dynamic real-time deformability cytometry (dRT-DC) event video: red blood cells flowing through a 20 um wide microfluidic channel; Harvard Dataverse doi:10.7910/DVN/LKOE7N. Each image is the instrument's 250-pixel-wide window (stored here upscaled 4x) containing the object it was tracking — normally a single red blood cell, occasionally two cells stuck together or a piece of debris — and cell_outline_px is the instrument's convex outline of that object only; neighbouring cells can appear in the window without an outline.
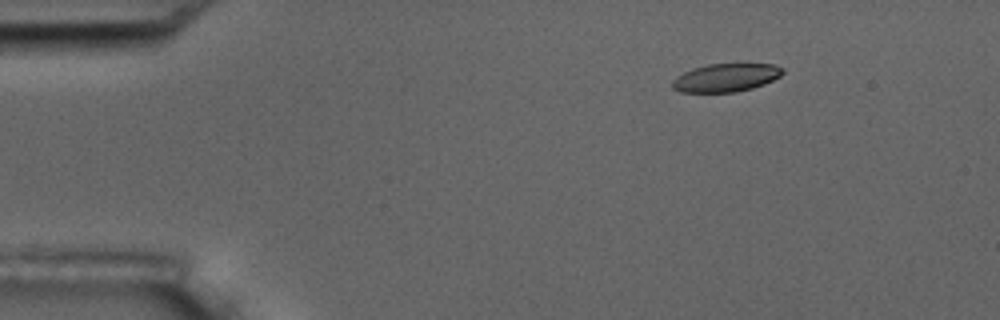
{"species": "common noctule bat (a hibernating species)", "species_latin": "Nyctalus noctula", "temperature_condition": "room temperature", "stored_images_in_passage": 8, "camera_frame_rate_fps": 3000, "um_per_image_px": 0.085, "animal": {"sex": "male", "body_mass_g": 17.5, "forearm_length_mm": 52.3}, "frame": {"image": 1, "passage_image": 2, "time_ms": 1.333, "image_size_px": [1000, 320], "cell_outline_px": [[784, 72], [780, 76], [764, 84], [752, 88], [736, 92], [680, 92], [672, 88], [672, 80], [676, 76], [692, 68], [708, 64], [776, 64], [784, 68]], "centroid_in_image_um": [61.69, 6.6], "position_along_channel_um": 23.3, "area_um2": 18.21}}
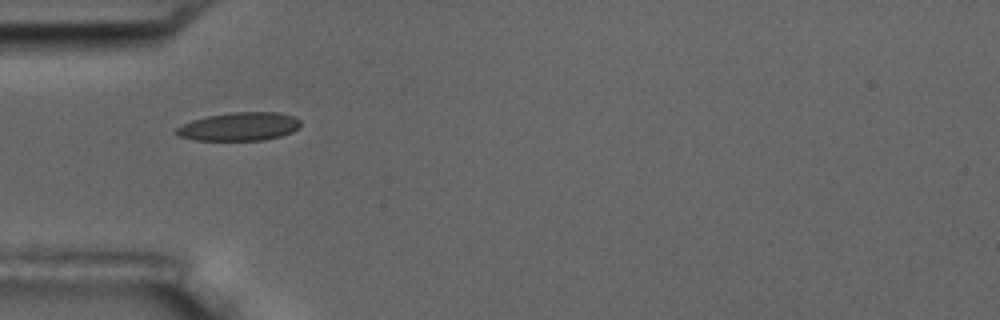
{"frame": {"image": 2, "passage_image": 5, "time_ms": 4.667, "image_size_px": [1000, 320], "cell_outline_px": [[300, 124], [292, 132], [280, 136], [264, 140], [196, 140], [176, 136], [176, 128], [192, 120], [208, 116], [232, 112], [276, 112], [292, 116], [300, 120]], "centroid_in_image_um": [20.32, 10.76], "position_along_channel_um": 64.7, "area_um2": 20.35}}
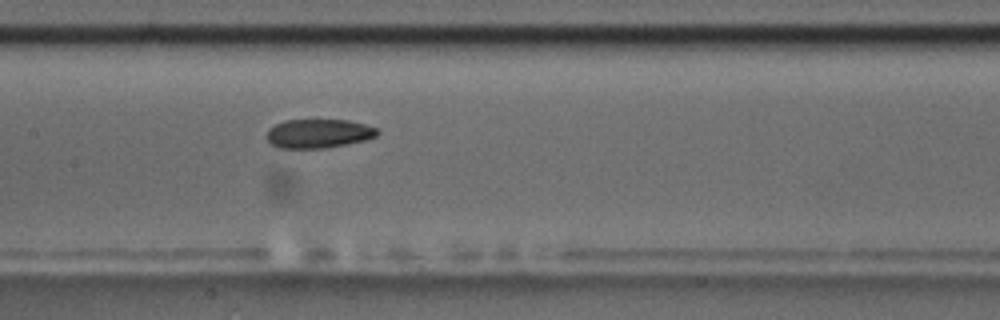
{"frame": {"image": 3, "passage_image": 8, "time_ms": 8.0, "image_size_px": [1000, 320], "cell_outline_px": [[380, 132], [376, 136], [364, 140], [348, 144], [324, 148], [276, 148], [264, 136], [268, 128], [284, 120], [348, 120], [364, 124], [376, 128]], "centroid_in_image_um": [27.03, 11.35], "position_along_channel_um": 180.4, "area_um2": 18.79}}